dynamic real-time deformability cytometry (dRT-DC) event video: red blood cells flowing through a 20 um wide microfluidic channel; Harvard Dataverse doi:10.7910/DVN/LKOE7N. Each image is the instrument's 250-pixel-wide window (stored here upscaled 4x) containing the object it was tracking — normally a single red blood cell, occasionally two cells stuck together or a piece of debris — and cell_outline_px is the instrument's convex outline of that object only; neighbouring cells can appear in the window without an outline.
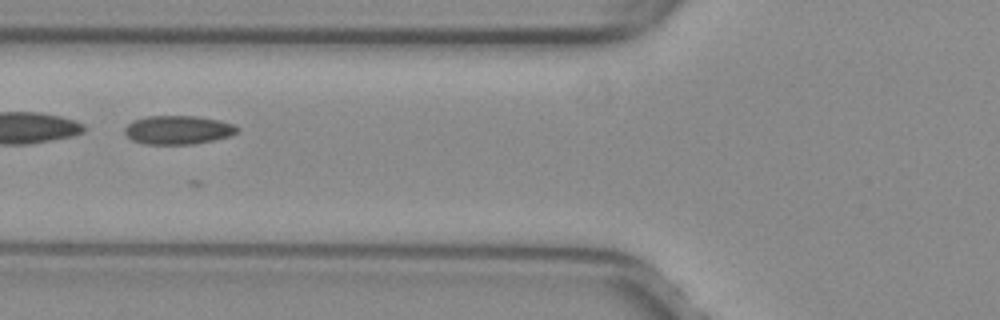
{"species": "common noctule bat (a hibernating species)", "species_latin": "Nyctalus noctula", "temperature_condition": "warm", "stored_images_in_passage": 26, "camera_frame_rate_fps": 3000, "um_per_image_px": 0.085, "animal": {"sex": "female", "body_mass_g": 29.2, "forearm_length_mm": 56.3}, "frame": {"image": 1, "passage_image": 6, "time_ms": 1.667, "image_size_px": [1000, 320], "cell_outline_px": [[240, 128], [232, 136], [192, 144], [144, 144], [132, 140], [124, 132], [124, 128], [132, 120], [148, 116], [196, 116], [220, 120], [232, 124]], "centroid_in_image_um": [15.13, 11.04], "position_along_channel_um": 110.7, "area_um2": 18.84}}